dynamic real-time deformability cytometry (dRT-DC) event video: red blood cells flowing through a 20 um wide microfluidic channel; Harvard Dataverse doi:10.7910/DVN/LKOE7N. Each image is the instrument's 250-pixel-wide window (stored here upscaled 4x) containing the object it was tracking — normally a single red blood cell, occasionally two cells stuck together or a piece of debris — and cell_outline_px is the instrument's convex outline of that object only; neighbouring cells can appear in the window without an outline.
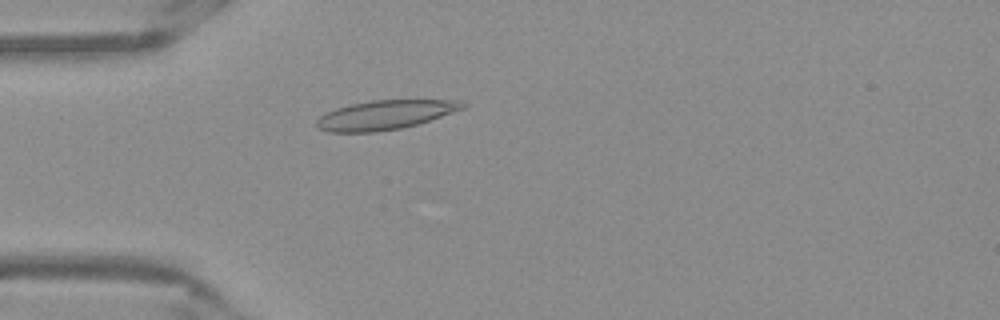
{"species": "Egyptian fruit bat (a non-hibernating species)", "species_latin": "Rousettus aegyptiacus", "temperature_condition": "warm", "stored_images_in_passage": 35, "camera_frame_rate_fps": 3000, "um_per_image_px": 0.085, "frame": {"image": 1, "passage_image": 5, "time_ms": 1.333, "image_size_px": [1000, 320], "cell_outline_px": [[468, 104], [464, 108], [416, 124], [400, 128], [376, 132], [328, 132], [316, 128], [316, 120], [320, 116], [336, 108], [352, 104], [372, 100], [460, 100]], "centroid_in_image_um": [32.7, 9.77], "position_along_channel_um": 52.3, "area_um2": 24.62}}
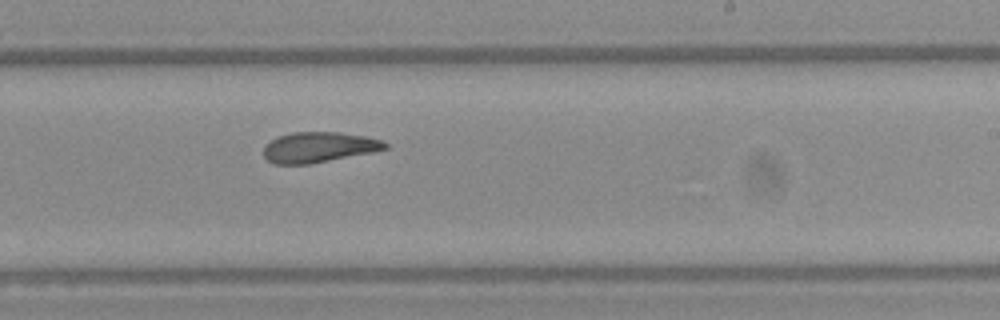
{"frame": {"image": 2, "passage_image": 22, "time_ms": 7.0, "image_size_px": [1000, 320], "cell_outline_px": [[388, 148], [372, 152], [308, 164], [272, 164], [264, 156], [264, 144], [276, 136], [292, 132], [340, 132], [364, 136], [384, 140], [388, 144]], "centroid_in_image_um": [27.07, 12.5], "position_along_channel_um": 261.9, "area_um2": 21.62}}
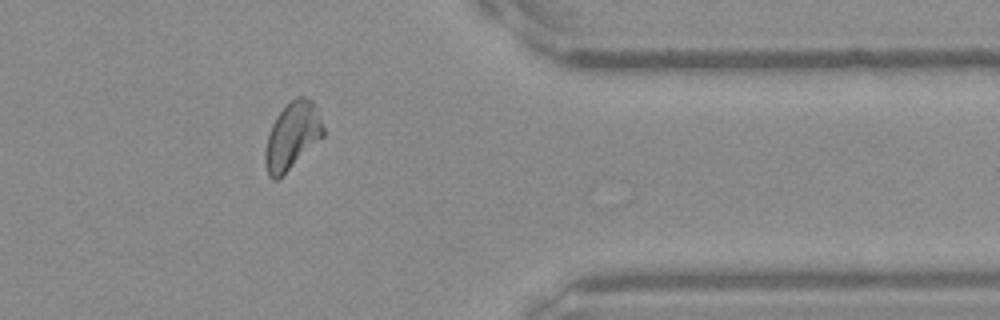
{"frame": {"image": 3, "passage_image": 33, "time_ms": 10.667, "image_size_px": [1000, 320], "cell_outline_px": [[324, 136], [276, 180], [272, 180], [268, 176], [264, 160], [264, 152], [268, 136], [272, 124], [276, 116], [296, 96], [304, 96], [312, 100], [316, 108], [324, 128]], "centroid_in_image_um": [24.83, 11.54], "position_along_channel_um": 386.6, "area_um2": 22.25}, "authors_computed_cell_mechanics": {"area_um2": 22.3686, "velocity_mm_per_s": 3.849, "shape_relaxation_time_tau1_ms": 5.0674, "shape_relaxation_time_tau2_ms": 1.6716, "deformation_change_tau1": 0.1763, "deformation_change_tau2": 0.09}}